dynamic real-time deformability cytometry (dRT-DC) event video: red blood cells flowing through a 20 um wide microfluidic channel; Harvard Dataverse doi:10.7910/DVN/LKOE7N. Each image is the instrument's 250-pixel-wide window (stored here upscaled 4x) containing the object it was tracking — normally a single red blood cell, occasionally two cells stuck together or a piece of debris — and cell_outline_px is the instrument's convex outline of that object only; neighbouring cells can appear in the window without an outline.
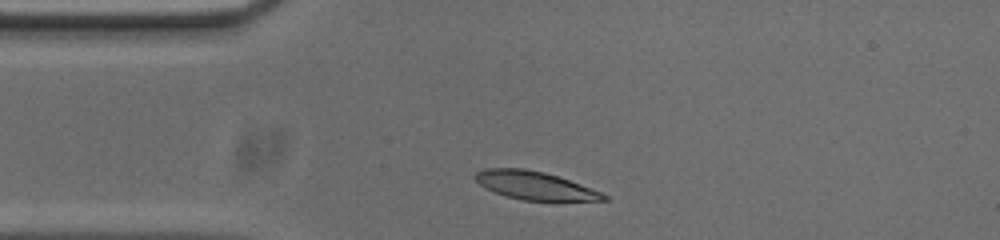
{"species": "common noctule bat (a hibernating species)", "species_latin": "Nyctalus noctula", "temperature_condition": "cold", "stored_images_in_passage": 32, "camera_frame_rate_fps": 3000, "um_per_image_px": 0.085, "animal": {"sex": "male", "body_mass_g": 20.0, "forearm_length_mm": 53.3}, "frame": {"image": 1, "passage_image": 1, "time_ms": 0.0, "image_size_px": [1000, 240], "cell_outline_px": [[608, 200], [556, 204], [552, 204], [520, 200], [484, 188], [472, 176], [476, 172], [484, 168], [524, 168], [544, 172], [580, 184], [600, 192], [608, 196]], "centroid_in_image_um": [45.53, 15.83], "position_along_channel_um": 39.5, "area_um2": 22.08}}
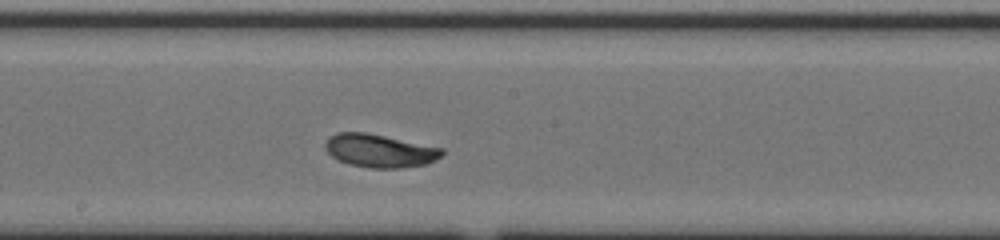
{"frame": {"image": 2, "passage_image": 17, "time_ms": 5.333, "image_size_px": [1000, 240], "cell_outline_px": [[444, 152], [440, 156], [428, 164], [400, 168], [368, 168], [348, 164], [332, 156], [328, 152], [324, 144], [328, 136], [336, 132], [368, 132], [444, 148]], "centroid_in_image_um": [32.27, 12.8], "position_along_channel_um": 215.9, "area_um2": 22.77}}
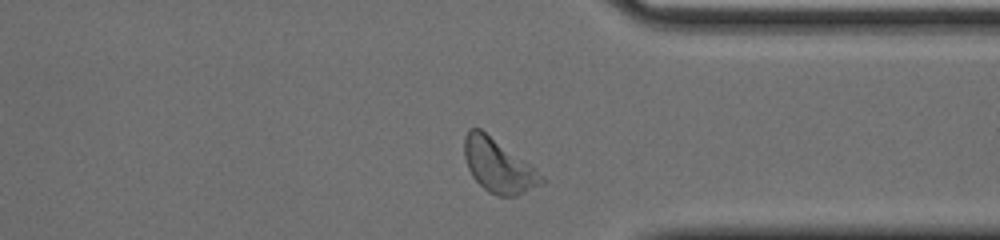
{"frame": {"image": 3, "passage_image": 30, "time_ms": 9.667, "image_size_px": [1000, 240], "cell_outline_px": [[544, 184], [516, 196], [496, 196], [488, 192], [472, 176], [468, 168], [464, 156], [464, 136], [468, 128], [480, 128], [532, 164], [544, 176]], "centroid_in_image_um": [42.38, 14.08], "position_along_channel_um": 369.0, "area_um2": 24.39}, "authors_computed_cell_mechanics": {"area_um2": 22.4264, "velocity_mm_per_s": 3.6498, "shape_relaxation_time_tau1_ms": 3.0448, "shape_relaxation_time_tau2_ms": 6.0282, "deformation_change_tau1": 0.1291, "deformation_change_tau2": 0.0837}}